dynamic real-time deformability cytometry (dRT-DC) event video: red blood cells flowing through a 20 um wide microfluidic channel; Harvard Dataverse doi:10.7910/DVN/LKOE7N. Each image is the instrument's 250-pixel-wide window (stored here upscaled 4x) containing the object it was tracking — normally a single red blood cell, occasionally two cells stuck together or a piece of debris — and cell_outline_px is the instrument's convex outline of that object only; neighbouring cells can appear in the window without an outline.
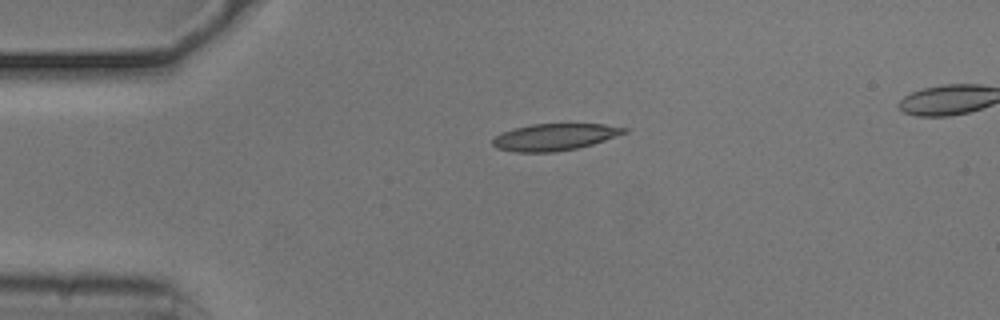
{"species": "common noctule bat (a hibernating species)", "species_latin": "Nyctalus noctula", "temperature_condition": "cold", "stored_images_in_passage": 19, "camera_frame_rate_fps": 3000, "um_per_image_px": 0.085, "animal": {"sex": "male", "body_mass_g": 20.5, "forearm_length_mm": 52.5}, "frame": {"image": 1, "passage_image": 1, "time_ms": 0.0, "image_size_px": [1000, 320], "cell_outline_px": [[628, 132], [592, 144], [576, 148], [556, 152], [516, 152], [496, 148], [492, 144], [492, 140], [496, 136], [512, 128], [532, 124], [604, 124], [628, 128]], "centroid_in_image_um": [47.13, 11.64], "position_along_channel_um": 37.9, "area_um2": 20.46}}
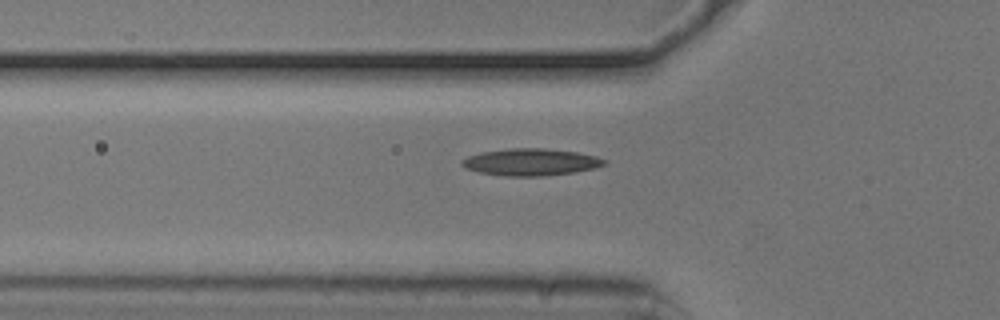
{"frame": {"image": 2, "passage_image": 7, "time_ms": 2.0, "image_size_px": [1000, 320], "cell_outline_px": [[608, 164], [596, 168], [572, 172], [544, 176], [508, 176], [480, 172], [468, 168], [460, 164], [460, 160], [468, 156], [480, 152], [512, 148], [544, 148], [576, 152], [596, 156], [608, 160]], "centroid_in_image_um": [45.16, 13.77], "position_along_channel_um": 80.6, "area_um2": 22.37}}